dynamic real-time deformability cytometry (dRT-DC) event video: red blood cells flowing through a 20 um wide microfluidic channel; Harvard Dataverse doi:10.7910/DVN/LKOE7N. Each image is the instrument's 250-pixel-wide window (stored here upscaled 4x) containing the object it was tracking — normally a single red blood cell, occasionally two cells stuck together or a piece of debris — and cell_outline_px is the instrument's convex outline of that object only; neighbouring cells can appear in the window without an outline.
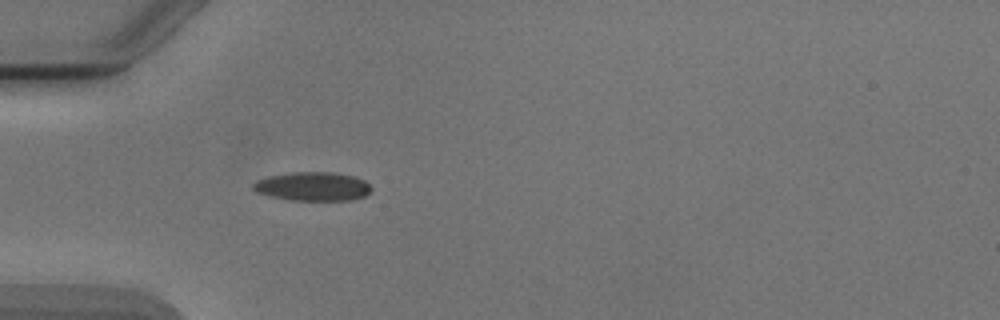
{"species": "Egyptian fruit bat (a non-hibernating species)", "species_latin": "Rousettus aegyptiacus", "temperature_condition": "cold", "stored_images_in_passage": 4, "camera_frame_rate_fps": 3000, "um_per_image_px": 0.085, "animal": {"sex": "male"}, "frame": {"image": 1, "passage_image": 4, "time_ms": 3.667, "image_size_px": [1000, 320], "cell_outline_px": [[372, 188], [364, 196], [352, 200], [292, 200], [272, 196], [256, 192], [252, 188], [252, 184], [256, 180], [268, 176], [292, 172], [332, 172], [352, 176], [364, 180]], "centroid_in_image_um": [26.56, 15.84], "position_along_channel_um": 58.4, "area_um2": 19.71}}